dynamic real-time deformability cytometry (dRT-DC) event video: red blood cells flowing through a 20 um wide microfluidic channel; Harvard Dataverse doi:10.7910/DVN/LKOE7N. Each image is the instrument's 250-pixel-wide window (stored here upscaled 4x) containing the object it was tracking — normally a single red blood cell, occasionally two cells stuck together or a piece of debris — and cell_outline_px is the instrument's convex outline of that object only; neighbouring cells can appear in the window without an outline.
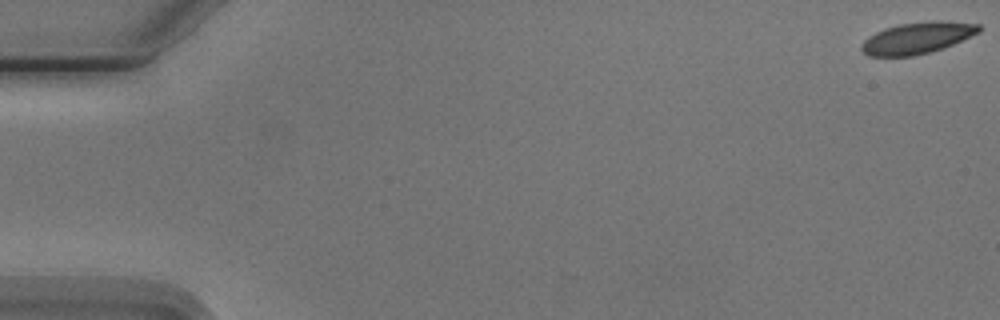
{"species": "Egyptian fruit bat (a non-hibernating species)", "species_latin": "Rousettus aegyptiacus", "temperature_condition": "cold", "stored_images_in_passage": 8, "camera_frame_rate_fps": 3000, "um_per_image_px": 0.085, "animal": {"sex": "male"}, "frame": {"image": 1, "passage_image": 1, "time_ms": 0.0, "image_size_px": [1000, 320], "cell_outline_px": [[980, 32], [944, 48], [912, 56], [868, 56], [860, 48], [860, 44], [868, 36], [884, 28], [900, 24], [932, 20], [940, 20], [980, 24]], "centroid_in_image_um": [77.96, 3.22], "position_along_channel_um": 7.0, "area_um2": 21.62}}
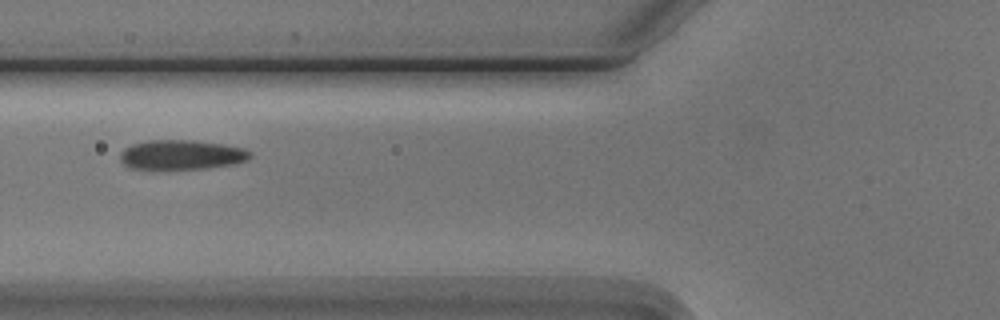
{"frame": {"image": 2, "passage_image": 7, "time_ms": 7.0, "image_size_px": [1000, 320], "cell_outline_px": [[252, 156], [248, 160], [236, 164], [208, 168], [128, 168], [120, 160], [120, 152], [124, 148], [132, 144], [148, 140], [192, 140], [224, 144], [244, 148], [252, 152]], "centroid_in_image_um": [15.47, 13.14], "position_along_channel_um": 110.3, "area_um2": 22.48}}
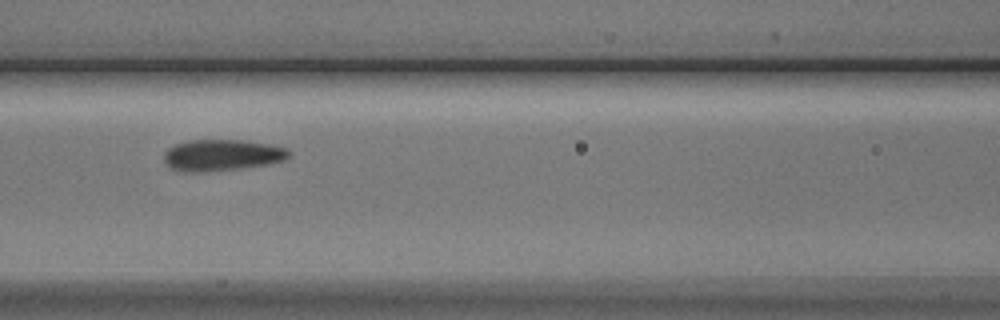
{"frame": {"image": 3, "passage_image": 8, "time_ms": 8.0, "image_size_px": [1000, 320], "cell_outline_px": [[292, 156], [284, 160], [268, 164], [240, 168], [200, 172], [180, 172], [172, 168], [164, 160], [164, 152], [168, 148], [176, 144], [188, 140], [244, 140], [272, 144], [288, 148], [292, 152]], "centroid_in_image_um": [18.92, 13.18], "position_along_channel_um": 147.7, "area_um2": 23.06}}